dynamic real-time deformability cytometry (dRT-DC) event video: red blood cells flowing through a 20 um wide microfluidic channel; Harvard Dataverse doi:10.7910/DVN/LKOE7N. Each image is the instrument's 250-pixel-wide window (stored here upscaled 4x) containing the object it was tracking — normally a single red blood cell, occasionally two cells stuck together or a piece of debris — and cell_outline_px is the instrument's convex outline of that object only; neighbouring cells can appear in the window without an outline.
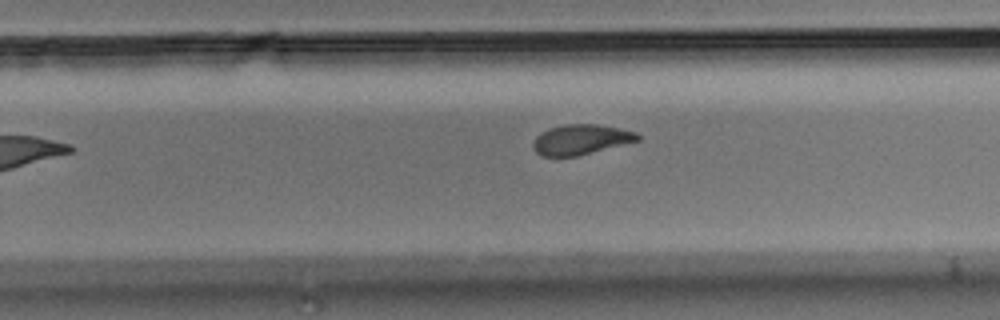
{"species": "Egyptian fruit bat (a non-hibernating species)", "species_latin": "Rousettus aegyptiacus", "temperature_condition": "room temperature", "stored_images_in_passage": 10, "camera_frame_rate_fps": 3000, "um_per_image_px": 0.085, "animal": {"sex": "male"}, "frame": {"image": 1, "passage_image": 10, "time_ms": 3.0, "image_size_px": [1000, 320], "cell_outline_px": [[640, 140], [576, 156], [540, 156], [532, 148], [532, 144], [536, 136], [540, 132], [548, 128], [564, 124], [596, 124], [620, 128], [636, 132], [640, 136]], "centroid_in_image_um": [49.34, 11.85], "position_along_channel_um": 280.5, "area_um2": 18.38}}